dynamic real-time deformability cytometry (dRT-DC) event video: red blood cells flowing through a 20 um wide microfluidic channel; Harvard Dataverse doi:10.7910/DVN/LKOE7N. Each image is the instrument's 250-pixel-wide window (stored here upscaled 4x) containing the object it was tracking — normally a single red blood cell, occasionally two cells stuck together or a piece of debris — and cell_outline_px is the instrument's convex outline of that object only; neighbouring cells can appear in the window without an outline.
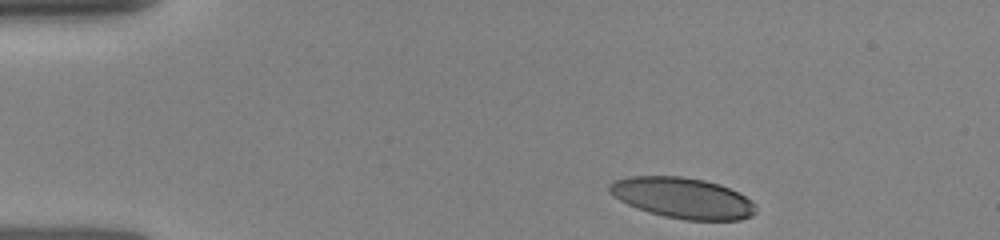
{"species": "human", "species_latin": "Homo sapiens", "temperature_condition": "room temperature", "stored_images_in_passage": 4, "camera_frame_rate_fps": 3000, "um_per_image_px": 0.085, "donor": {"sex": "female"}, "frame": {"image": 1, "passage_image": 1, "time_ms": 0.0, "image_size_px": [1000, 240], "cell_outline_px": [[756, 212], [752, 216], [740, 220], [684, 220], [664, 216], [648, 212], [628, 204], [612, 196], [608, 192], [608, 184], [616, 180], [628, 176], [680, 176], [704, 180], [720, 184], [752, 200], [756, 204]], "centroid_in_image_um": [58.02, 16.83], "position_along_channel_um": 27.0, "area_um2": 34.91}}
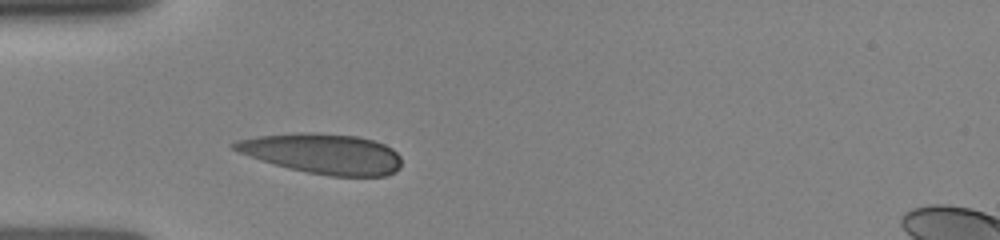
{"frame": {"image": 2, "passage_image": 4, "time_ms": 2.333, "image_size_px": [1000, 240], "cell_outline_px": [[400, 168], [396, 172], [384, 176], [328, 176], [288, 168], [240, 152], [232, 148], [232, 144], [236, 140], [256, 136], [300, 132], [308, 132], [356, 136], [372, 140], [384, 144], [392, 148], [400, 156]], "centroid_in_image_um": [27.47, 13.06], "position_along_channel_um": 57.5, "area_um2": 38.84}}